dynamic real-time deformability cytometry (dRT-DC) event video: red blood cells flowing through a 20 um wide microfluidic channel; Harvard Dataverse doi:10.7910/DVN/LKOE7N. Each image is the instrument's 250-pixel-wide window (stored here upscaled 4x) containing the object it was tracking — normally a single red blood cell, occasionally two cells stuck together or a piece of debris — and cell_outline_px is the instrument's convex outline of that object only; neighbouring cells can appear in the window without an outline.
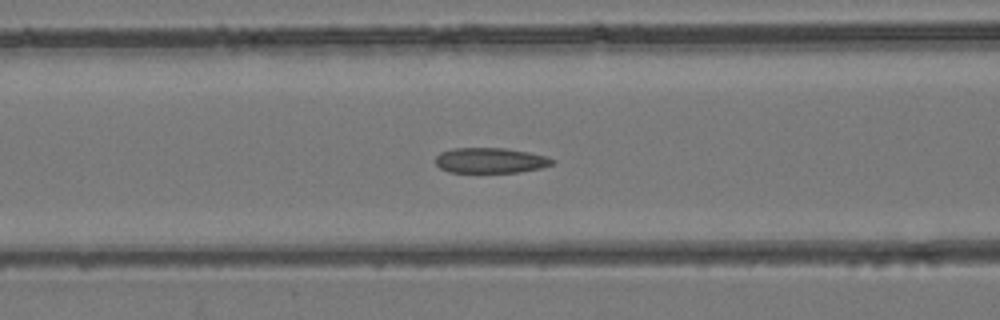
{"species": "common noctule bat (a hibernating species)", "species_latin": "Nyctalus noctula", "temperature_condition": "room temperature", "stored_images_in_passage": 44, "camera_frame_rate_fps": 3000, "um_per_image_px": 0.085, "animal": {"sex": "female", "body_mass_g": 24.6, "forearm_length_mm": 56.2}, "frame": {"image": 1, "passage_image": 18, "time_ms": 5.667, "image_size_px": [1000, 320], "cell_outline_px": [[556, 164], [540, 168], [520, 172], [448, 172], [440, 168], [436, 164], [436, 156], [440, 152], [452, 148], [504, 148], [528, 152], [548, 156], [556, 160]], "centroid_in_image_um": [41.72, 13.63], "position_along_channel_um": 124.9, "area_um2": 17.4}}
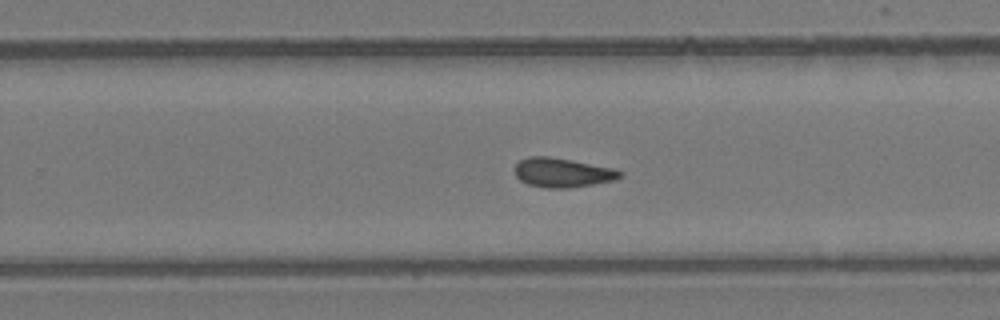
{"frame": {"image": 2, "passage_image": 28, "time_ms": 9.0, "image_size_px": [1000, 320], "cell_outline_px": [[624, 176], [616, 180], [568, 188], [548, 188], [528, 184], [520, 180], [516, 176], [512, 168], [520, 160], [528, 156], [548, 156], [572, 160], [616, 168], [624, 172]], "centroid_in_image_um": [47.83, 14.66], "position_along_channel_um": 282.0, "area_um2": 18.26}}
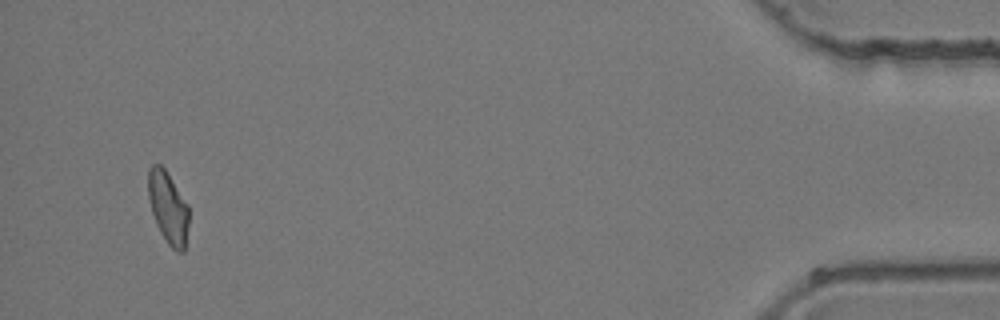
{"frame": {"image": 3, "passage_image": 42, "time_ms": 13.667, "image_size_px": [1000, 320], "cell_outline_px": [[188, 224], [184, 252], [176, 252], [168, 244], [160, 232], [156, 224], [152, 212], [148, 196], [148, 168], [152, 164], [160, 164], [164, 168], [188, 204]], "centroid_in_image_um": [14.28, 17.64], "position_along_channel_um": 420.9, "area_um2": 16.99}}